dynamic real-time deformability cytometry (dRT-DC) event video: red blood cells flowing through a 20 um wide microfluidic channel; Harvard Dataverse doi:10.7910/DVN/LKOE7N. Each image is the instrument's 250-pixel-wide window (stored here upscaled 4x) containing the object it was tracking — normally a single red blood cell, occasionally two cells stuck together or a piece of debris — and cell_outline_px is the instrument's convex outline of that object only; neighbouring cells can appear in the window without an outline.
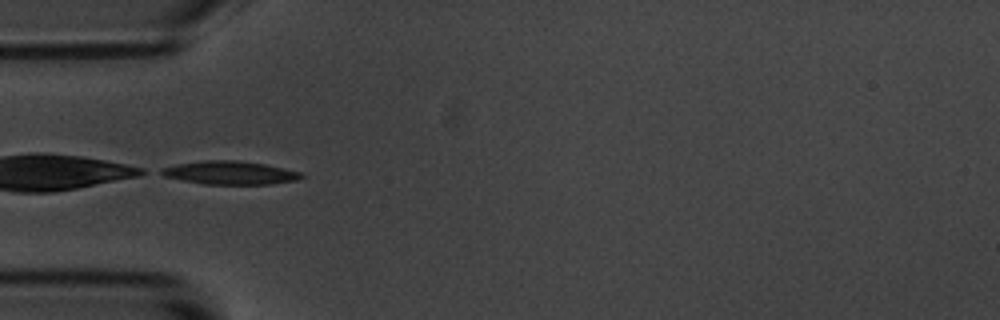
{"species": "common noctule bat (a hibernating species)", "species_latin": "Nyctalus noctula", "temperature_condition": "room temperature", "stored_images_in_passage": 5, "camera_frame_rate_fps": 3000, "um_per_image_px": 0.085, "animal": {"sex": "male", "body_mass_g": 20.1, "forearm_length_mm": 53.5}, "frame": {"image": 1, "passage_image": 5, "time_ms": 4.667, "image_size_px": [1000, 320], "cell_outline_px": [[304, 176], [296, 180], [272, 184], [204, 184], [164, 176], [156, 172], [160, 168], [176, 164], [204, 160], [240, 160], [264, 164], [284, 168], [300, 172]], "centroid_in_image_um": [19.51, 14.67], "position_along_channel_um": 65.5, "area_um2": 19.07}}